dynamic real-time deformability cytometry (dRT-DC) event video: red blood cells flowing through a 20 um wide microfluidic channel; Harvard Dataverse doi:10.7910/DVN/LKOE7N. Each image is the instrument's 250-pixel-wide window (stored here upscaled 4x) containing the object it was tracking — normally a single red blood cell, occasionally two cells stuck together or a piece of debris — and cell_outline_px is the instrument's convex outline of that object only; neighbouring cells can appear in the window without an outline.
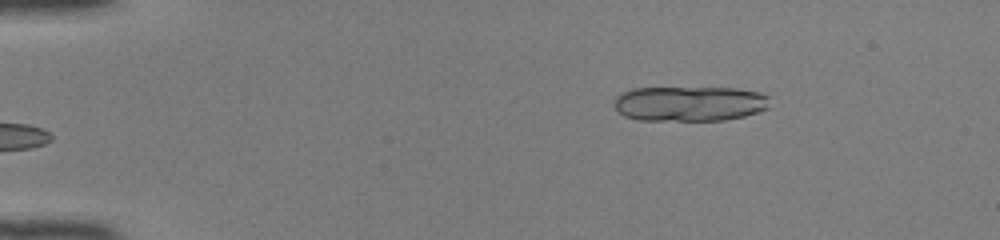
{"species": "common noctule bat (a hibernating species)", "species_latin": "Nyctalus noctula", "temperature_condition": "room temperature", "stored_images_in_passage": 14, "camera_frame_rate_fps": 3000, "um_per_image_px": 0.085, "animal": {"sex": "female", "body_mass_g": 22.0, "forearm_length_mm": 56.7}, "frame": {"image": 1, "passage_image": 1, "time_ms": 0.0, "image_size_px": [1000, 240], "cell_outline_px": [[768, 108], [744, 116], [724, 120], [640, 120], [624, 116], [616, 108], [616, 100], [624, 92], [636, 88], [732, 88], [756, 92], [764, 96]], "centroid_in_image_um": [58.59, 8.82], "position_along_channel_um": 26.4, "area_um2": 31.04}}